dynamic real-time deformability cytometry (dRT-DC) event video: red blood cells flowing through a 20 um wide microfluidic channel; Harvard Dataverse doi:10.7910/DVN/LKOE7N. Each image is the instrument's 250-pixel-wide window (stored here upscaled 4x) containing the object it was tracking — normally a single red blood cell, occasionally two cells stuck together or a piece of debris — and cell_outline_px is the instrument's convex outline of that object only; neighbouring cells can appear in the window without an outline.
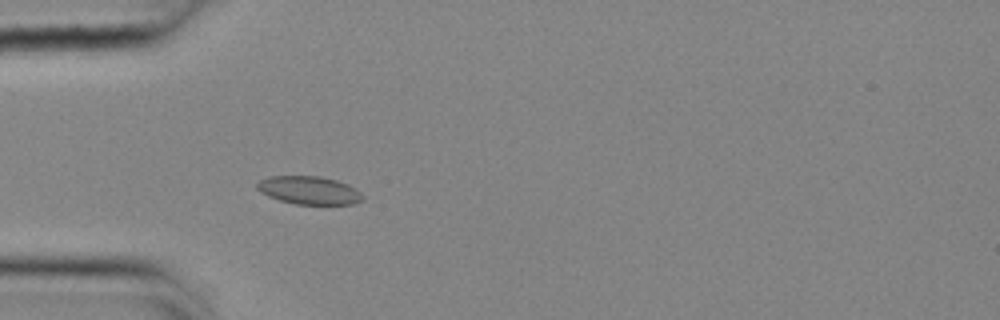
{"species": "common noctule bat (a hibernating species)", "species_latin": "Nyctalus noctula", "temperature_condition": "cold", "stored_images_in_passage": 56, "camera_frame_rate_fps": 3000, "um_per_image_px": 0.085, "animal": {"sex": "female", "body_mass_g": 25.1}, "frame": {"image": 1, "passage_image": 17, "time_ms": 5.333, "image_size_px": [1000, 320], "cell_outline_px": [[364, 196], [360, 200], [352, 204], [296, 204], [280, 200], [268, 196], [260, 192], [256, 188], [256, 184], [260, 180], [272, 176], [320, 176], [336, 180], [348, 184], [356, 188]], "centroid_in_image_um": [26.26, 16.17], "position_along_channel_um": 58.7, "area_um2": 17.22}}
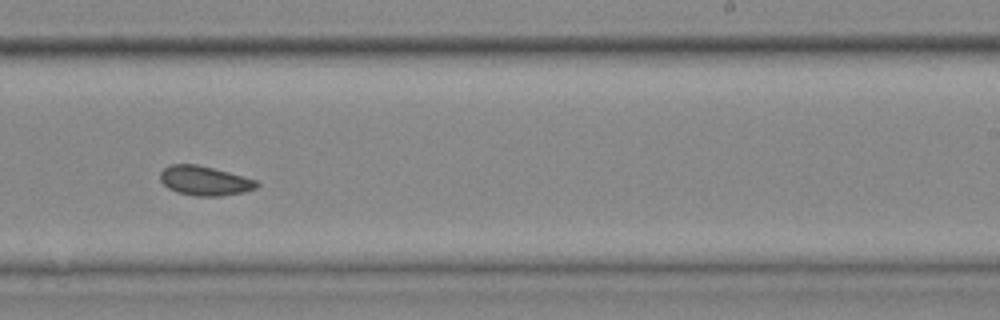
{"frame": {"image": 2, "passage_image": 35, "time_ms": 11.333, "image_size_px": [1000, 320], "cell_outline_px": [[260, 184], [256, 188], [244, 192], [220, 196], [196, 196], [176, 192], [168, 188], [160, 180], [160, 172], [164, 168], [172, 164], [196, 164], [228, 172], [256, 180]], "centroid_in_image_um": [17.38, 15.37], "position_along_channel_um": 271.6, "area_um2": 16.47}}
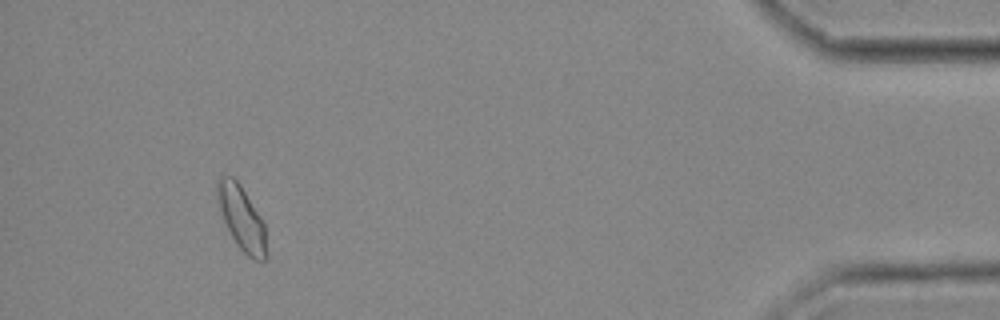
{"frame": {"image": 3, "passage_image": 52, "time_ms": 17.0, "image_size_px": [1000, 320], "cell_outline_px": [[268, 256], [264, 260], [256, 260], [248, 256], [236, 244], [224, 220], [216, 196], [216, 184], [220, 176], [232, 176], [240, 184], [260, 216], [264, 224]], "centroid_in_image_um": [20.55, 18.54], "position_along_channel_um": 414.7, "area_um2": 18.15}, "authors_computed_cell_mechanics": {"area_um2": 17.1955, "velocity_mm_per_s": 3.6285, "shape_relaxation_time_tau1_ms": null, "shape_relaxation_time_tau2_ms": 8.3731, "deformation_change_tau1": null, "deformation_change_tau2": 0.1021}}